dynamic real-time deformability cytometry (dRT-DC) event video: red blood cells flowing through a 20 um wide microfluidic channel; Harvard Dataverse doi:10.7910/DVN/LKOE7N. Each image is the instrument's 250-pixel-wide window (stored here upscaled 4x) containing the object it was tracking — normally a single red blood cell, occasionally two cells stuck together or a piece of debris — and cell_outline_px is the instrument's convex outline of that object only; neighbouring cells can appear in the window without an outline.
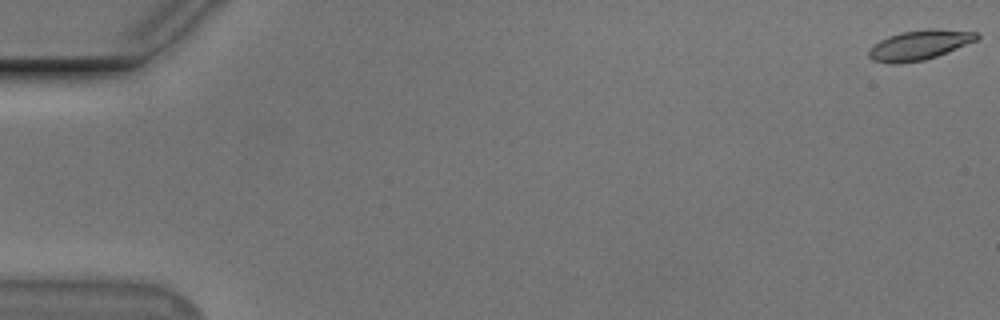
{"species": "Egyptian fruit bat (a non-hibernating species)", "species_latin": "Rousettus aegyptiacus", "temperature_condition": "cold", "stored_images_in_passage": 19, "camera_frame_rate_fps": 3000, "um_per_image_px": 0.085, "animal": {"sex": "male"}, "frame": {"image": 1, "passage_image": 1, "time_ms": 0.0, "image_size_px": [1000, 320], "cell_outline_px": [[980, 36], [976, 40], [936, 56], [924, 60], [900, 64], [888, 64], [872, 60], [868, 56], [868, 52], [880, 40], [888, 36], [904, 32], [980, 32]], "centroid_in_image_um": [78.05, 3.91], "position_along_channel_um": 7.0, "area_um2": 17.46}}
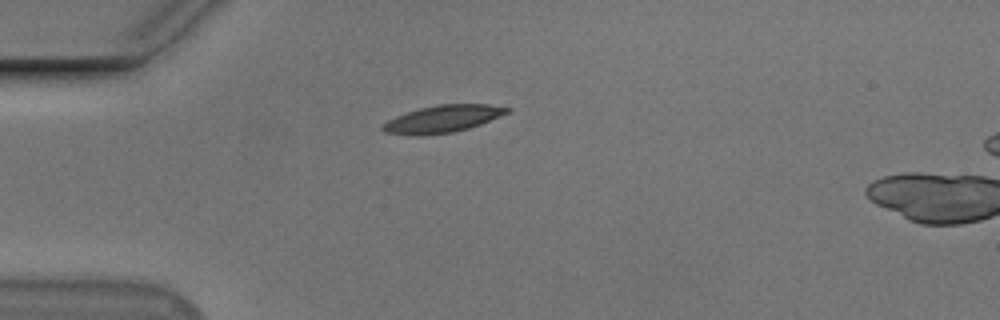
{"frame": {"image": 2, "passage_image": 16, "time_ms": 5.0, "image_size_px": [1000, 320], "cell_outline_px": [[512, 108], [508, 112], [480, 124], [468, 128], [452, 132], [416, 136], [384, 132], [380, 128], [380, 124], [396, 116], [420, 108], [440, 104], [488, 104]], "centroid_in_image_um": [37.58, 10.11], "position_along_channel_um": 47.4, "area_um2": 19.54}}